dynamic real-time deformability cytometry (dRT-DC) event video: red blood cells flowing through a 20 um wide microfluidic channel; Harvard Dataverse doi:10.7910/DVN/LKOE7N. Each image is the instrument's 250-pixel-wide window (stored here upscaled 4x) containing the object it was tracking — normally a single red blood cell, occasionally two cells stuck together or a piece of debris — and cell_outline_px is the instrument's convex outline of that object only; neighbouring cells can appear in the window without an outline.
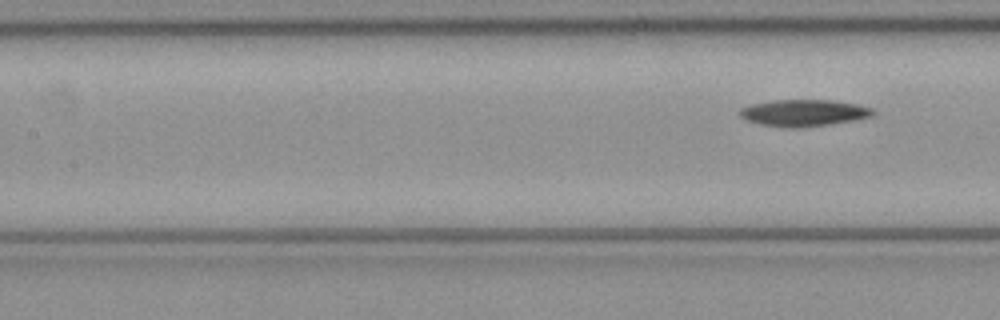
{"species": "common noctule bat (a hibernating species)", "species_latin": "Nyctalus noctula", "temperature_condition": "cold", "stored_images_in_passage": 7, "segment_of_instrument_passage": [2, 2], "camera_frame_rate_fps": 3000, "um_per_image_px": 0.085, "animal": {"sex": "female", "body_mass_g": 21.9}, "frame": {"image": 1, "passage_image": 7, "time_ms": 2.0, "image_size_px": [1000, 320], "cell_outline_px": [[876, 112], [872, 116], [852, 120], [804, 128], [792, 128], [760, 124], [748, 120], [740, 116], [740, 108], [752, 104], [776, 100], [832, 100], [856, 104], [872, 108]], "centroid_in_image_um": [68.33, 9.59], "position_along_channel_um": 139.1, "area_um2": 20.52}}